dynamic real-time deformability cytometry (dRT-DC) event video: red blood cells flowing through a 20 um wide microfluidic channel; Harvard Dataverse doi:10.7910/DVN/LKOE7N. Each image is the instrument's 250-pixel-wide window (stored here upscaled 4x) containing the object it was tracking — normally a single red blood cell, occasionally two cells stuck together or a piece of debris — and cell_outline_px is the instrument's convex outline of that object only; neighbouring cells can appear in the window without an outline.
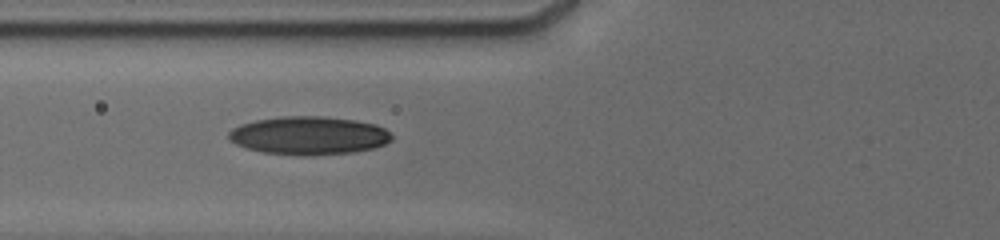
{"species": "human", "species_latin": "Homo sapiens", "temperature_condition": "cold", "stored_images_in_passage": 7, "camera_frame_rate_fps": 3000, "um_per_image_px": 0.085, "donor": {"sex": "male"}, "frame": {"image": 1, "passage_image": 3, "time_ms": 1.0, "image_size_px": [1000, 240], "cell_outline_px": [[392, 140], [384, 144], [372, 148], [352, 152], [312, 156], [300, 156], [264, 152], [248, 148], [236, 144], [228, 140], [228, 132], [232, 128], [240, 124], [256, 120], [284, 116], [324, 116], [356, 120], [376, 124], [384, 128], [392, 136]], "centroid_in_image_um": [26.24, 11.52], "position_along_channel_um": 99.6, "area_um2": 36.47}}
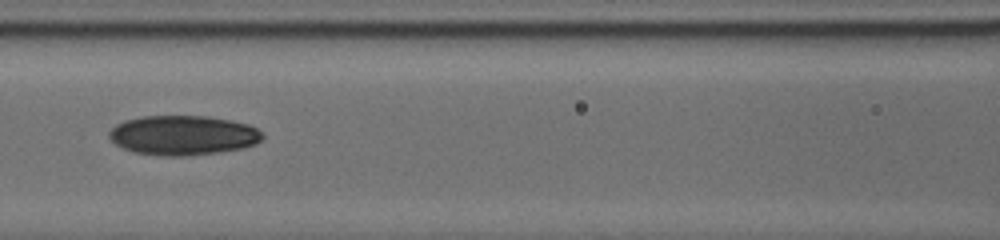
{"frame": {"image": 2, "passage_image": 6, "time_ms": 2.333, "image_size_px": [1000, 240], "cell_outline_px": [[264, 136], [256, 144], [244, 148], [216, 152], [184, 156], [168, 156], [132, 152], [116, 144], [108, 136], [108, 132], [116, 124], [124, 120], [140, 116], [208, 116], [232, 120], [248, 124], [256, 128]], "centroid_in_image_um": [15.55, 11.49], "position_along_channel_um": 151.1, "area_um2": 35.43}}